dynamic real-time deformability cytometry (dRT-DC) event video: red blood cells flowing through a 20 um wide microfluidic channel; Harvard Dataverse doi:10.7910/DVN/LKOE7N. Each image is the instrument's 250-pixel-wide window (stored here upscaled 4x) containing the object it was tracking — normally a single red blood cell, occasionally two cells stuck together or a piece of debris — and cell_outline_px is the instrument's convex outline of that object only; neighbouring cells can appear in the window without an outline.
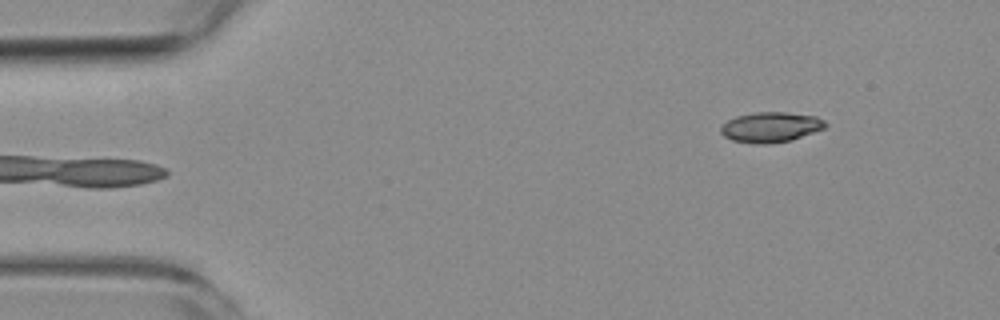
{"species": "common noctule bat (a hibernating species)", "species_latin": "Nyctalus noctula", "temperature_condition": "room temperature", "stored_images_in_passage": 4, "camera_frame_rate_fps": 3000, "um_per_image_px": 0.085, "animal": {"sex": "female", "body_mass_g": 19.3, "forearm_length_mm": 54.1}, "frame": {"image": 1, "passage_image": 4, "time_ms": 3.667, "image_size_px": [1000, 320], "cell_outline_px": [[828, 124], [824, 128], [792, 140], [768, 144], [752, 144], [732, 140], [724, 136], [720, 132], [720, 128], [728, 120], [736, 116], [752, 112], [788, 112], [816, 116], [824, 120]], "centroid_in_image_um": [65.5, 10.8], "position_along_channel_um": 19.5, "area_um2": 18.55}}